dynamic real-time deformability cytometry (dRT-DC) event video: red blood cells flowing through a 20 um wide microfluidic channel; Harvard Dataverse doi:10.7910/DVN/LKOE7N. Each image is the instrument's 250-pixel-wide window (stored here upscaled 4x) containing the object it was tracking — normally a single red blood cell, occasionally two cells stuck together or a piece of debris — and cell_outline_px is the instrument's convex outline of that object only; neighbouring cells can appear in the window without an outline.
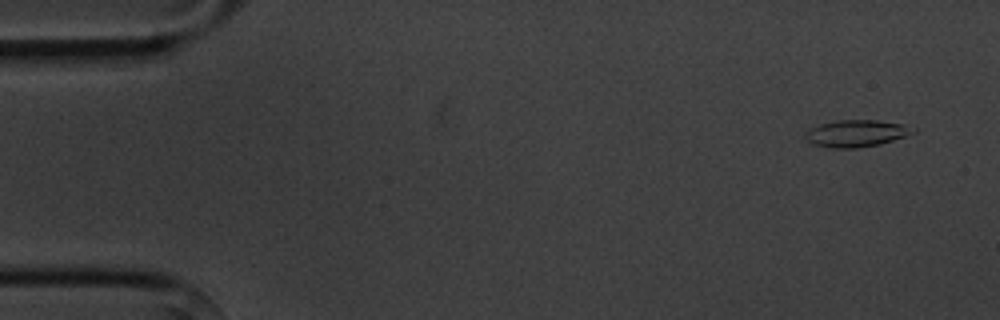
{"species": "common noctule bat (a hibernating species)", "species_latin": "Nyctalus noctula", "temperature_condition": "cold", "stored_images_in_passage": 9, "camera_frame_rate_fps": 3000, "um_per_image_px": 0.085, "animal": {"sex": "male", "body_mass_g": 20.1, "forearm_length_mm": 53.5}, "frame": {"image": 1, "passage_image": 1, "time_ms": 0.0, "image_size_px": [1000, 320], "cell_outline_px": [[916, 132], [880, 144], [856, 148], [832, 148], [812, 144], [804, 136], [808, 128], [820, 124], [836, 120], [876, 120], [904, 124], [916, 128]], "centroid_in_image_um": [72.77, 11.33], "position_along_channel_um": 12.2, "area_um2": 16.94}}
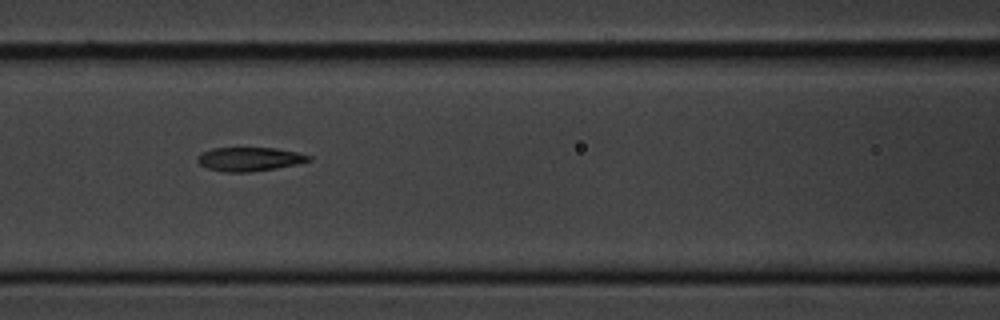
{"frame": {"image": 2, "passage_image": 6, "time_ms": 6.667, "image_size_px": [1000, 320], "cell_outline_px": [[312, 160], [300, 164], [252, 172], [224, 172], [208, 168], [200, 164], [196, 160], [196, 156], [200, 152], [212, 148], [276, 148], [296, 152], [312, 156]], "centroid_in_image_um": [21.2, 13.52], "position_along_channel_um": 145.4, "area_um2": 15.66}}
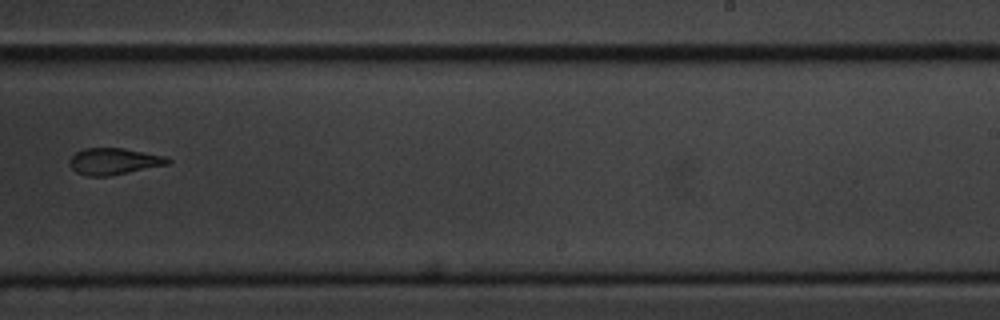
{"frame": {"image": 3, "passage_image": 9, "time_ms": 10.333, "image_size_px": [1000, 320], "cell_outline_px": [[172, 160], [168, 164], [108, 176], [88, 176], [76, 172], [68, 164], [68, 160], [76, 152], [84, 148], [124, 148], [164, 156]], "centroid_in_image_um": [9.64, 13.71], "position_along_channel_um": 279.4, "area_um2": 15.09}}